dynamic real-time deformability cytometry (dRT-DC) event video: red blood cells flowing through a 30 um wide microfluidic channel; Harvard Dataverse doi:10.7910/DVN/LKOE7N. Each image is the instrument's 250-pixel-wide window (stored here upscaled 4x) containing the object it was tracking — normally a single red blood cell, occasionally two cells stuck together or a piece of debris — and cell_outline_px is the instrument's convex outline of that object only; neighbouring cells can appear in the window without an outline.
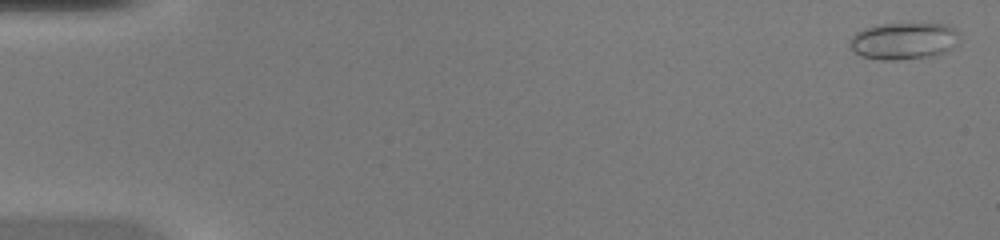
{"species": "common noctule bat (a hibernating species)", "species_latin": "Nyctalus noctula", "temperature_condition": "warm", "stored_images_in_passage": 51, "camera_frame_rate_fps": 3000, "um_per_image_px": 0.085, "animal": {"sex": "female", "body_mass_g": 20.0, "forearm_length_mm": 54.0}, "frame": {"image": 1, "passage_image": 2, "time_ms": 0.333, "image_size_px": [1000, 240], "cell_outline_px": [[960, 36], [956, 44], [952, 48], [944, 52], [932, 56], [896, 60], [880, 60], [860, 56], [852, 48], [848, 40], [856, 32], [864, 28], [880, 24], [948, 24], [956, 28]], "centroid_in_image_um": [76.83, 3.48], "position_along_channel_um": 8.2, "area_um2": 23.7}}
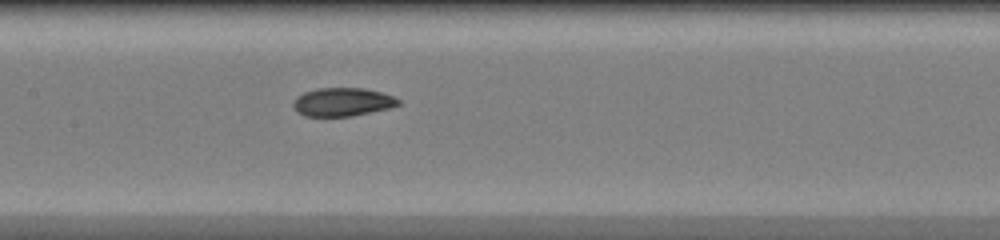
{"frame": {"image": 2, "passage_image": 26, "time_ms": 8.333, "image_size_px": [1000, 240], "cell_outline_px": [[400, 104], [388, 108], [352, 116], [304, 116], [296, 112], [292, 104], [296, 96], [304, 92], [316, 88], [364, 88], [380, 92], [392, 96], [400, 100]], "centroid_in_image_um": [29.06, 8.67], "position_along_channel_um": 178.3, "area_um2": 17.4}}
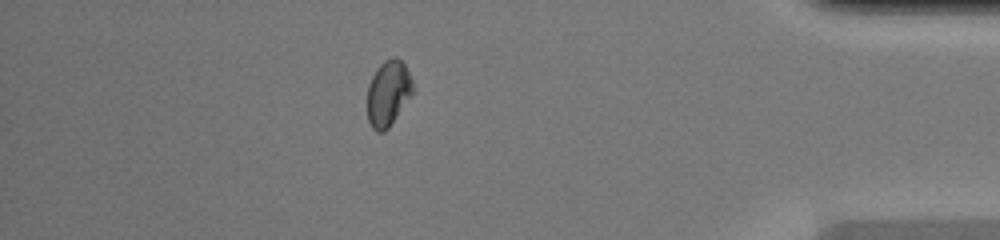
{"frame": {"image": 3, "passage_image": 45, "time_ms": 14.667, "image_size_px": [1000, 240], "cell_outline_px": [[416, 88], [412, 96], [388, 128], [384, 132], [376, 132], [372, 128], [368, 120], [368, 84], [376, 68], [384, 60], [392, 56], [396, 56], [404, 64]], "centroid_in_image_um": [33.02, 7.91], "position_along_channel_um": 402.2, "area_um2": 17.69}, "authors_computed_cell_mechanics": {"area_um2": 18.0336, "velocity_mm_per_s": 4.1484, "shape_relaxation_time_tau1_ms": 7.3883, "shape_relaxation_time_tau2_ms": 9.38, "deformation_change_tau1": 0.1592, "deformation_change_tau2": 0.0594}}